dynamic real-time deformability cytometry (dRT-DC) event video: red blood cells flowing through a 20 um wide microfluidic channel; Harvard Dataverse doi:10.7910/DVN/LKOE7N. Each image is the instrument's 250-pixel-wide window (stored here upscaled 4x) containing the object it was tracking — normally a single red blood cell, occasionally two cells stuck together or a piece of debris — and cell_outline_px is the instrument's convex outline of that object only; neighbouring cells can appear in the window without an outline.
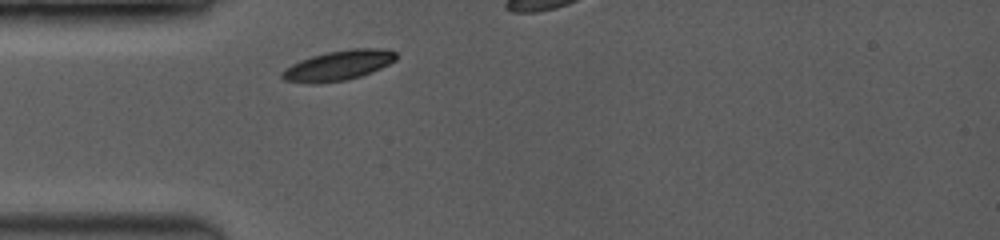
{"species": "common noctule bat (a hibernating species)", "species_latin": "Nyctalus noctula", "temperature_condition": "room temperature", "stored_images_in_passage": 31, "camera_frame_rate_fps": 3500, "um_per_image_px": 0.085, "animal": {"sex": "female", "body_mass_g": 19.0, "forearm_length_mm": 53.3}, "frame": {"image": 1, "passage_image": 1, "time_ms": 0.0, "image_size_px": [1000, 240], "cell_outline_px": [[396, 60], [380, 68], [360, 76], [344, 80], [312, 84], [284, 80], [280, 76], [280, 72], [292, 64], [300, 60], [324, 52], [348, 48], [380, 48], [396, 52]], "centroid_in_image_um": [28.73, 5.55], "position_along_channel_um": 56.3, "area_um2": 19.88}}
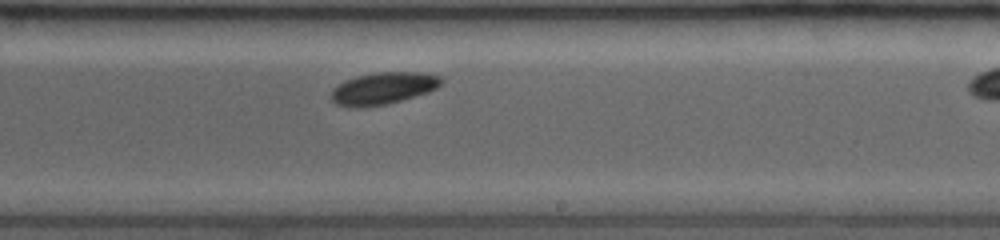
{"frame": {"image": 2, "passage_image": 19, "time_ms": 5.143, "image_size_px": [1000, 240], "cell_outline_px": [[444, 80], [436, 88], [428, 92], [388, 104], [364, 108], [348, 108], [336, 104], [332, 100], [332, 88], [344, 80], [356, 76], [372, 72], [420, 72], [440, 76]], "centroid_in_image_um": [32.53, 7.51], "position_along_channel_um": 256.5, "area_um2": 20.87}}
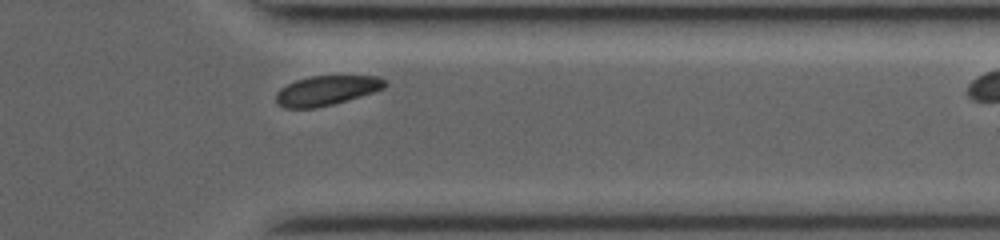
{"frame": {"image": 3, "passage_image": 30, "time_ms": 8.286, "image_size_px": [1000, 240], "cell_outline_px": [[388, 84], [384, 88], [360, 96], [332, 104], [316, 108], [284, 108], [276, 104], [276, 92], [280, 88], [296, 80], [312, 76], [380, 76], [388, 80]], "centroid_in_image_um": [27.76, 7.69], "position_along_channel_um": 383.6, "area_um2": 18.84}}